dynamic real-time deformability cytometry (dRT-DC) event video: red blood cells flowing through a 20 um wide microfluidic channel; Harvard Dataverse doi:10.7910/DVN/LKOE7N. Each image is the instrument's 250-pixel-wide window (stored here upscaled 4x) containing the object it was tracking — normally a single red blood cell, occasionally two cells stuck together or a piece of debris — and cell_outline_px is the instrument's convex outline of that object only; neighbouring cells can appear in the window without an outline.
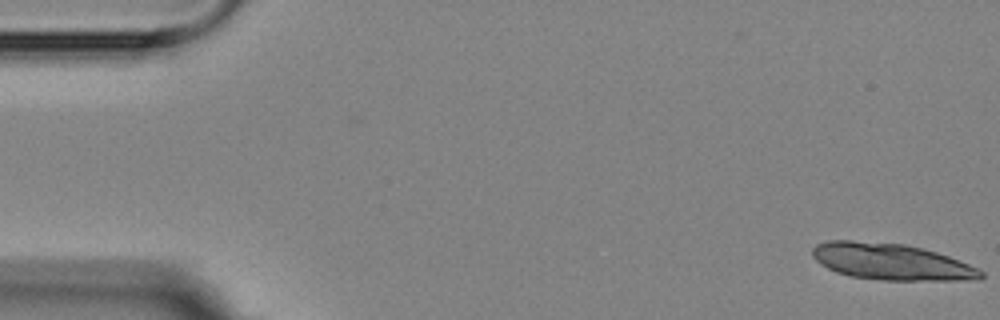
{"species": "Egyptian fruit bat (a non-hibernating species)", "species_latin": "Rousettus aegyptiacus", "temperature_condition": "room temperature", "stored_images_in_passage": 2, "camera_frame_rate_fps": 3000, "um_per_image_px": 0.085, "animal": {"sex": "female"}, "frame": {"image": 1, "passage_image": 2, "time_ms": 2.0, "image_size_px": [1000, 320], "cell_outline_px": [[984, 276], [980, 280], [884, 280], [852, 276], [836, 272], [820, 264], [812, 256], [812, 248], [816, 244], [828, 240], [852, 240], [904, 244], [924, 248], [948, 256], [968, 264], [984, 272]], "centroid_in_image_um": [75.75, 22.24], "position_along_channel_um": 9.3, "area_um2": 35.78}}